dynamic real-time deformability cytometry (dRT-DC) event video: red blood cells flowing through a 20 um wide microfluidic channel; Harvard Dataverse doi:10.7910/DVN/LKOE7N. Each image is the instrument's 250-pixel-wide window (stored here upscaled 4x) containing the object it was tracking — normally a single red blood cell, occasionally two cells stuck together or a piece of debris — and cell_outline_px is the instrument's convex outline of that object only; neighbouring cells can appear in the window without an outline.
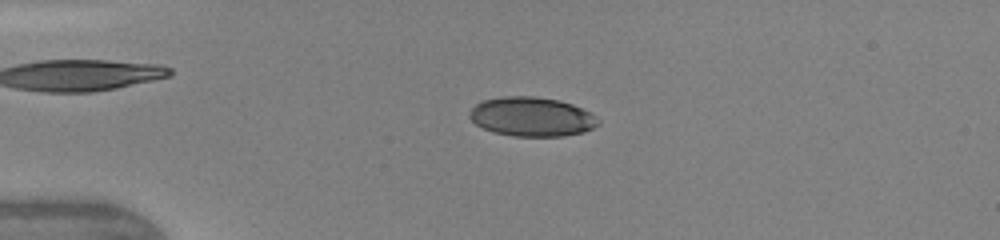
{"species": "human", "species_latin": "Homo sapiens", "temperature_condition": "warm", "stored_images_in_passage": 28, "camera_frame_rate_fps": 3000, "um_per_image_px": 0.085, "donor": {"sex": "female"}, "frame": {"image": 1, "passage_image": 10, "time_ms": 1.667, "image_size_px": [1000, 240], "cell_outline_px": [[600, 124], [584, 132], [564, 136], [516, 136], [496, 132], [484, 128], [476, 124], [468, 116], [472, 108], [480, 100], [504, 96], [536, 96], [560, 100], [572, 104], [592, 112], [600, 120]], "centroid_in_image_um": [45.24, 9.91], "position_along_channel_um": 39.8, "area_um2": 29.59}}